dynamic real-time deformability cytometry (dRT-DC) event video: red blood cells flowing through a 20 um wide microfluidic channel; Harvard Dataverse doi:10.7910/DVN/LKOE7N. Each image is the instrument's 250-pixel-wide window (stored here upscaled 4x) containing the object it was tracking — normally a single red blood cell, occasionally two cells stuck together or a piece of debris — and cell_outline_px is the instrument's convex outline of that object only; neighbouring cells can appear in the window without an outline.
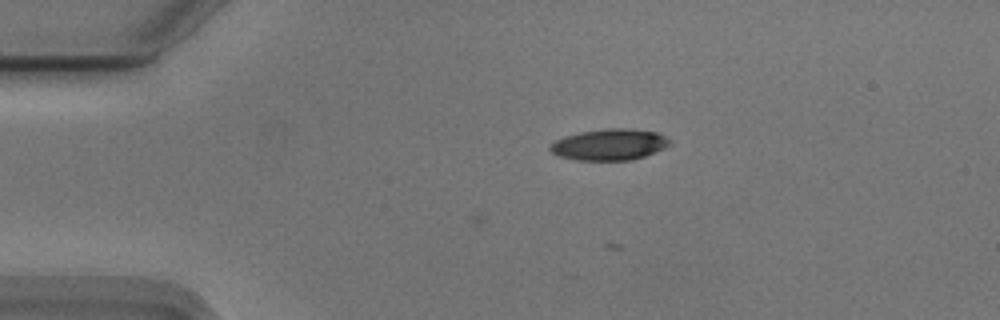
{"species": "Egyptian fruit bat (a non-hibernating species)", "species_latin": "Rousettus aegyptiacus", "temperature_condition": "cold", "stored_images_in_passage": 8, "camera_frame_rate_fps": 3000, "um_per_image_px": 0.085, "animal": {"sex": "male"}, "frame": {"image": 1, "passage_image": 1, "time_ms": 0.0, "image_size_px": [1000, 320], "cell_outline_px": [[668, 144], [644, 156], [632, 160], [576, 160], [560, 156], [552, 152], [548, 148], [556, 140], [564, 136], [580, 132], [612, 128], [624, 128], [656, 132], [664, 136], [668, 140]], "centroid_in_image_um": [51.73, 12.29], "position_along_channel_um": 33.3, "area_um2": 21.21}}